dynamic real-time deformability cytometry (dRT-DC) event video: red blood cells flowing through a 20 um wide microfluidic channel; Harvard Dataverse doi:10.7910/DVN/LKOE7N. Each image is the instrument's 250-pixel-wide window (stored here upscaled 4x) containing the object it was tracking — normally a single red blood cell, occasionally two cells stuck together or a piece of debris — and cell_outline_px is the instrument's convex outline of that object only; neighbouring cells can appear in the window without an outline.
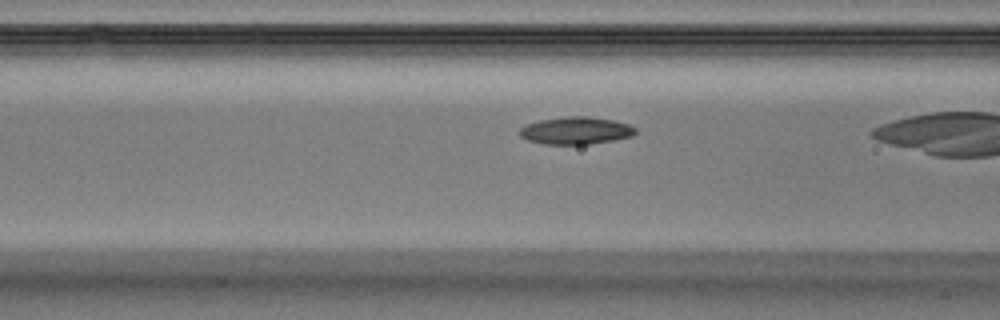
{"species": "Egyptian fruit bat (a non-hibernating species)", "species_latin": "Rousettus aegyptiacus", "temperature_condition": "warm", "stored_images_in_passage": 28, "camera_frame_rate_fps": 3000, "um_per_image_px": 0.085, "animal": {"sex": "male"}, "frame": {"image": 1, "passage_image": 13, "time_ms": 4.0, "image_size_px": [1000, 320], "cell_outline_px": [[636, 132], [632, 136], [592, 144], [544, 144], [528, 140], [520, 136], [520, 128], [528, 124], [540, 120], [568, 116], [588, 116], [612, 120], [628, 124], [636, 128]], "centroid_in_image_um": [48.95, 11.1], "position_along_channel_um": 117.6, "area_um2": 18.32}}
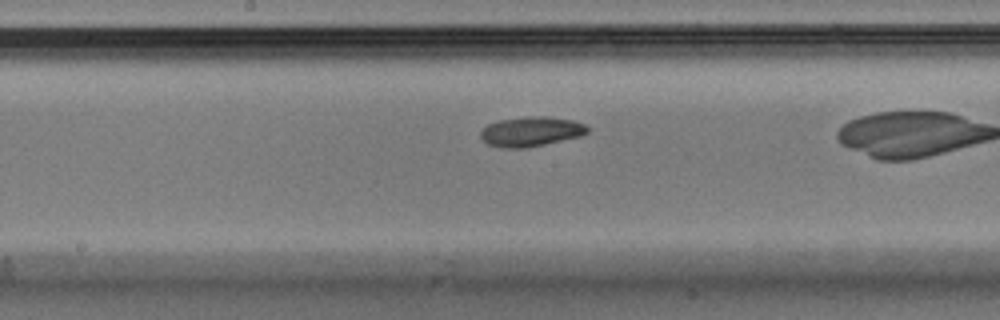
{"frame": {"image": 2, "passage_image": 18, "time_ms": 5.667, "image_size_px": [1000, 320], "cell_outline_px": [[588, 132], [580, 136], [544, 144], [524, 148], [500, 148], [488, 144], [480, 136], [480, 132], [488, 124], [500, 120], [528, 116], [548, 116], [572, 120], [584, 124], [588, 128]], "centroid_in_image_um": [45.12, 11.18], "position_along_channel_um": 203.1, "area_um2": 18.38}}